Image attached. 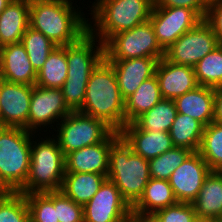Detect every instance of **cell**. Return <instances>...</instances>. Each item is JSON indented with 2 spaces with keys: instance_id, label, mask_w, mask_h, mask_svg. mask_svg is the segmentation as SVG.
<instances>
[{
  "instance_id": "6da1fadb",
  "label": "cell",
  "mask_w": 222,
  "mask_h": 222,
  "mask_svg": "<svg viewBox=\"0 0 222 222\" xmlns=\"http://www.w3.org/2000/svg\"><path fill=\"white\" fill-rule=\"evenodd\" d=\"M73 3L74 0H30L29 26L56 46L77 42L88 32L89 15L86 18L87 12Z\"/></svg>"
},
{
  "instance_id": "7a4b0ae2",
  "label": "cell",
  "mask_w": 222,
  "mask_h": 222,
  "mask_svg": "<svg viewBox=\"0 0 222 222\" xmlns=\"http://www.w3.org/2000/svg\"><path fill=\"white\" fill-rule=\"evenodd\" d=\"M79 112L104 121L116 132L125 126V100L121 96L114 68L105 57L90 74Z\"/></svg>"
},
{
  "instance_id": "3957f363",
  "label": "cell",
  "mask_w": 222,
  "mask_h": 222,
  "mask_svg": "<svg viewBox=\"0 0 222 222\" xmlns=\"http://www.w3.org/2000/svg\"><path fill=\"white\" fill-rule=\"evenodd\" d=\"M87 10L88 31L105 44L113 35L150 19L153 0H94ZM91 12V13H90ZM92 20V21H91Z\"/></svg>"
},
{
  "instance_id": "277c9868",
  "label": "cell",
  "mask_w": 222,
  "mask_h": 222,
  "mask_svg": "<svg viewBox=\"0 0 222 222\" xmlns=\"http://www.w3.org/2000/svg\"><path fill=\"white\" fill-rule=\"evenodd\" d=\"M49 134L41 133V136L40 133H35L32 136L29 174L20 191L24 195L60 191L62 188L65 155L57 139Z\"/></svg>"
},
{
  "instance_id": "5b68a950",
  "label": "cell",
  "mask_w": 222,
  "mask_h": 222,
  "mask_svg": "<svg viewBox=\"0 0 222 222\" xmlns=\"http://www.w3.org/2000/svg\"><path fill=\"white\" fill-rule=\"evenodd\" d=\"M103 58L104 44L89 31L77 42L66 45L68 76L61 90L71 111L81 109L90 74Z\"/></svg>"
},
{
  "instance_id": "8992f818",
  "label": "cell",
  "mask_w": 222,
  "mask_h": 222,
  "mask_svg": "<svg viewBox=\"0 0 222 222\" xmlns=\"http://www.w3.org/2000/svg\"><path fill=\"white\" fill-rule=\"evenodd\" d=\"M34 132L17 127L0 129V192H20L26 183Z\"/></svg>"
},
{
  "instance_id": "52a82bcc",
  "label": "cell",
  "mask_w": 222,
  "mask_h": 222,
  "mask_svg": "<svg viewBox=\"0 0 222 222\" xmlns=\"http://www.w3.org/2000/svg\"><path fill=\"white\" fill-rule=\"evenodd\" d=\"M107 179L116 185L122 197L132 207L151 179L149 161L135 154L120 136L111 145Z\"/></svg>"
},
{
  "instance_id": "ba28073f",
  "label": "cell",
  "mask_w": 222,
  "mask_h": 222,
  "mask_svg": "<svg viewBox=\"0 0 222 222\" xmlns=\"http://www.w3.org/2000/svg\"><path fill=\"white\" fill-rule=\"evenodd\" d=\"M113 131L102 120L79 111H71L56 125L55 130H52V135L66 156L83 147L104 141Z\"/></svg>"
},
{
  "instance_id": "9c48e42d",
  "label": "cell",
  "mask_w": 222,
  "mask_h": 222,
  "mask_svg": "<svg viewBox=\"0 0 222 222\" xmlns=\"http://www.w3.org/2000/svg\"><path fill=\"white\" fill-rule=\"evenodd\" d=\"M165 51L159 45L150 20L130 30L113 35L104 44V57L108 61L131 58L162 59Z\"/></svg>"
},
{
  "instance_id": "30bf717a",
  "label": "cell",
  "mask_w": 222,
  "mask_h": 222,
  "mask_svg": "<svg viewBox=\"0 0 222 222\" xmlns=\"http://www.w3.org/2000/svg\"><path fill=\"white\" fill-rule=\"evenodd\" d=\"M70 112L71 110L64 101L61 89L34 85L31 95L27 130L36 134H41V132L48 133L49 130V133L52 134V129L55 130V124L57 125Z\"/></svg>"
},
{
  "instance_id": "8fae6325",
  "label": "cell",
  "mask_w": 222,
  "mask_h": 222,
  "mask_svg": "<svg viewBox=\"0 0 222 222\" xmlns=\"http://www.w3.org/2000/svg\"><path fill=\"white\" fill-rule=\"evenodd\" d=\"M219 45L211 26L203 19L175 41L164 57L172 63L194 67Z\"/></svg>"
},
{
  "instance_id": "7c38bea8",
  "label": "cell",
  "mask_w": 222,
  "mask_h": 222,
  "mask_svg": "<svg viewBox=\"0 0 222 222\" xmlns=\"http://www.w3.org/2000/svg\"><path fill=\"white\" fill-rule=\"evenodd\" d=\"M84 222H132V207L116 185L106 179L83 206Z\"/></svg>"
},
{
  "instance_id": "4fadbf2b",
  "label": "cell",
  "mask_w": 222,
  "mask_h": 222,
  "mask_svg": "<svg viewBox=\"0 0 222 222\" xmlns=\"http://www.w3.org/2000/svg\"><path fill=\"white\" fill-rule=\"evenodd\" d=\"M149 20L159 45L166 51L203 19L194 10L185 7L153 6Z\"/></svg>"
},
{
  "instance_id": "5bb4252c",
  "label": "cell",
  "mask_w": 222,
  "mask_h": 222,
  "mask_svg": "<svg viewBox=\"0 0 222 222\" xmlns=\"http://www.w3.org/2000/svg\"><path fill=\"white\" fill-rule=\"evenodd\" d=\"M211 171L200 153L192 152L168 179L176 200L192 203Z\"/></svg>"
},
{
  "instance_id": "9a60e30c",
  "label": "cell",
  "mask_w": 222,
  "mask_h": 222,
  "mask_svg": "<svg viewBox=\"0 0 222 222\" xmlns=\"http://www.w3.org/2000/svg\"><path fill=\"white\" fill-rule=\"evenodd\" d=\"M33 86L0 80V115L5 127L27 130Z\"/></svg>"
},
{
  "instance_id": "2e32d148",
  "label": "cell",
  "mask_w": 222,
  "mask_h": 222,
  "mask_svg": "<svg viewBox=\"0 0 222 222\" xmlns=\"http://www.w3.org/2000/svg\"><path fill=\"white\" fill-rule=\"evenodd\" d=\"M120 137L113 131L104 141L68 153L65 156V172L98 173L107 177L111 145Z\"/></svg>"
},
{
  "instance_id": "e0dca14e",
  "label": "cell",
  "mask_w": 222,
  "mask_h": 222,
  "mask_svg": "<svg viewBox=\"0 0 222 222\" xmlns=\"http://www.w3.org/2000/svg\"><path fill=\"white\" fill-rule=\"evenodd\" d=\"M155 75L163 99L175 100L199 86L193 67L172 63L165 57L159 60Z\"/></svg>"
},
{
  "instance_id": "ac0fdd59",
  "label": "cell",
  "mask_w": 222,
  "mask_h": 222,
  "mask_svg": "<svg viewBox=\"0 0 222 222\" xmlns=\"http://www.w3.org/2000/svg\"><path fill=\"white\" fill-rule=\"evenodd\" d=\"M109 62L114 68L121 96L126 100L146 79L155 75L159 59L141 57Z\"/></svg>"
},
{
  "instance_id": "d6986e66",
  "label": "cell",
  "mask_w": 222,
  "mask_h": 222,
  "mask_svg": "<svg viewBox=\"0 0 222 222\" xmlns=\"http://www.w3.org/2000/svg\"><path fill=\"white\" fill-rule=\"evenodd\" d=\"M120 136L133 152L146 160H151L174 147L169 132L140 130L134 123H127Z\"/></svg>"
},
{
  "instance_id": "ffe728a7",
  "label": "cell",
  "mask_w": 222,
  "mask_h": 222,
  "mask_svg": "<svg viewBox=\"0 0 222 222\" xmlns=\"http://www.w3.org/2000/svg\"><path fill=\"white\" fill-rule=\"evenodd\" d=\"M1 79L11 83L34 86L37 72L34 70L24 46L8 44L0 52Z\"/></svg>"
},
{
  "instance_id": "44dd1931",
  "label": "cell",
  "mask_w": 222,
  "mask_h": 222,
  "mask_svg": "<svg viewBox=\"0 0 222 222\" xmlns=\"http://www.w3.org/2000/svg\"><path fill=\"white\" fill-rule=\"evenodd\" d=\"M174 102L178 113L194 118L204 126L214 121V88L199 85Z\"/></svg>"
},
{
  "instance_id": "7402d4cb",
  "label": "cell",
  "mask_w": 222,
  "mask_h": 222,
  "mask_svg": "<svg viewBox=\"0 0 222 222\" xmlns=\"http://www.w3.org/2000/svg\"><path fill=\"white\" fill-rule=\"evenodd\" d=\"M30 0H12L0 14V40L3 46L20 43L29 27Z\"/></svg>"
},
{
  "instance_id": "603a6c76",
  "label": "cell",
  "mask_w": 222,
  "mask_h": 222,
  "mask_svg": "<svg viewBox=\"0 0 222 222\" xmlns=\"http://www.w3.org/2000/svg\"><path fill=\"white\" fill-rule=\"evenodd\" d=\"M197 219H218L222 214V172L211 171L191 203Z\"/></svg>"
},
{
  "instance_id": "cb8c5ba5",
  "label": "cell",
  "mask_w": 222,
  "mask_h": 222,
  "mask_svg": "<svg viewBox=\"0 0 222 222\" xmlns=\"http://www.w3.org/2000/svg\"><path fill=\"white\" fill-rule=\"evenodd\" d=\"M177 202L172 187L167 180L151 178L142 196L132 206V215L154 214L156 211Z\"/></svg>"
},
{
  "instance_id": "d4e9b609",
  "label": "cell",
  "mask_w": 222,
  "mask_h": 222,
  "mask_svg": "<svg viewBox=\"0 0 222 222\" xmlns=\"http://www.w3.org/2000/svg\"><path fill=\"white\" fill-rule=\"evenodd\" d=\"M107 179L98 173L65 172L61 191L75 203L84 206Z\"/></svg>"
},
{
  "instance_id": "484cf974",
  "label": "cell",
  "mask_w": 222,
  "mask_h": 222,
  "mask_svg": "<svg viewBox=\"0 0 222 222\" xmlns=\"http://www.w3.org/2000/svg\"><path fill=\"white\" fill-rule=\"evenodd\" d=\"M163 99L156 75L146 79L139 88L125 100V125L133 123L140 115L153 108Z\"/></svg>"
},
{
  "instance_id": "4316f807",
  "label": "cell",
  "mask_w": 222,
  "mask_h": 222,
  "mask_svg": "<svg viewBox=\"0 0 222 222\" xmlns=\"http://www.w3.org/2000/svg\"><path fill=\"white\" fill-rule=\"evenodd\" d=\"M204 127L198 120L177 113L169 131L174 147L186 148L193 152H198Z\"/></svg>"
},
{
  "instance_id": "83f0119b",
  "label": "cell",
  "mask_w": 222,
  "mask_h": 222,
  "mask_svg": "<svg viewBox=\"0 0 222 222\" xmlns=\"http://www.w3.org/2000/svg\"><path fill=\"white\" fill-rule=\"evenodd\" d=\"M68 76L66 45L57 46L37 73L35 85L46 88L61 89Z\"/></svg>"
},
{
  "instance_id": "f1b7e54d",
  "label": "cell",
  "mask_w": 222,
  "mask_h": 222,
  "mask_svg": "<svg viewBox=\"0 0 222 222\" xmlns=\"http://www.w3.org/2000/svg\"><path fill=\"white\" fill-rule=\"evenodd\" d=\"M177 113L174 100L162 99L133 123L140 130L169 132Z\"/></svg>"
},
{
  "instance_id": "f546056e",
  "label": "cell",
  "mask_w": 222,
  "mask_h": 222,
  "mask_svg": "<svg viewBox=\"0 0 222 222\" xmlns=\"http://www.w3.org/2000/svg\"><path fill=\"white\" fill-rule=\"evenodd\" d=\"M198 152L212 171L222 172V123L213 121L204 127Z\"/></svg>"
},
{
  "instance_id": "4dcf8cb0",
  "label": "cell",
  "mask_w": 222,
  "mask_h": 222,
  "mask_svg": "<svg viewBox=\"0 0 222 222\" xmlns=\"http://www.w3.org/2000/svg\"><path fill=\"white\" fill-rule=\"evenodd\" d=\"M21 44L24 46L28 58L37 73L47 61L48 55L57 47L49 38L30 26L24 32Z\"/></svg>"
},
{
  "instance_id": "1f68e13d",
  "label": "cell",
  "mask_w": 222,
  "mask_h": 222,
  "mask_svg": "<svg viewBox=\"0 0 222 222\" xmlns=\"http://www.w3.org/2000/svg\"><path fill=\"white\" fill-rule=\"evenodd\" d=\"M198 85L217 88L222 86V45L203 57L194 67Z\"/></svg>"
},
{
  "instance_id": "d6a6232c",
  "label": "cell",
  "mask_w": 222,
  "mask_h": 222,
  "mask_svg": "<svg viewBox=\"0 0 222 222\" xmlns=\"http://www.w3.org/2000/svg\"><path fill=\"white\" fill-rule=\"evenodd\" d=\"M193 151L186 148L173 147L165 153L149 160L150 177L167 180L174 170L180 166Z\"/></svg>"
},
{
  "instance_id": "836d02e7",
  "label": "cell",
  "mask_w": 222,
  "mask_h": 222,
  "mask_svg": "<svg viewBox=\"0 0 222 222\" xmlns=\"http://www.w3.org/2000/svg\"><path fill=\"white\" fill-rule=\"evenodd\" d=\"M0 222H30V213L24 194L0 192Z\"/></svg>"
},
{
  "instance_id": "e575fe53",
  "label": "cell",
  "mask_w": 222,
  "mask_h": 222,
  "mask_svg": "<svg viewBox=\"0 0 222 222\" xmlns=\"http://www.w3.org/2000/svg\"><path fill=\"white\" fill-rule=\"evenodd\" d=\"M31 222H59L54 206V191L25 194Z\"/></svg>"
},
{
  "instance_id": "d590c367",
  "label": "cell",
  "mask_w": 222,
  "mask_h": 222,
  "mask_svg": "<svg viewBox=\"0 0 222 222\" xmlns=\"http://www.w3.org/2000/svg\"><path fill=\"white\" fill-rule=\"evenodd\" d=\"M54 206L59 222H84L83 206L68 198L61 190L54 191Z\"/></svg>"
},
{
  "instance_id": "8d00e7d4",
  "label": "cell",
  "mask_w": 222,
  "mask_h": 222,
  "mask_svg": "<svg viewBox=\"0 0 222 222\" xmlns=\"http://www.w3.org/2000/svg\"><path fill=\"white\" fill-rule=\"evenodd\" d=\"M162 222H195V210L191 203L177 202L154 213Z\"/></svg>"
},
{
  "instance_id": "74e56055",
  "label": "cell",
  "mask_w": 222,
  "mask_h": 222,
  "mask_svg": "<svg viewBox=\"0 0 222 222\" xmlns=\"http://www.w3.org/2000/svg\"><path fill=\"white\" fill-rule=\"evenodd\" d=\"M210 0H153L154 6L185 7L194 10L202 19L205 18Z\"/></svg>"
},
{
  "instance_id": "f35d334b",
  "label": "cell",
  "mask_w": 222,
  "mask_h": 222,
  "mask_svg": "<svg viewBox=\"0 0 222 222\" xmlns=\"http://www.w3.org/2000/svg\"><path fill=\"white\" fill-rule=\"evenodd\" d=\"M204 20L211 26L222 45V0H210Z\"/></svg>"
},
{
  "instance_id": "ab89813d",
  "label": "cell",
  "mask_w": 222,
  "mask_h": 222,
  "mask_svg": "<svg viewBox=\"0 0 222 222\" xmlns=\"http://www.w3.org/2000/svg\"><path fill=\"white\" fill-rule=\"evenodd\" d=\"M214 121L222 123V86L214 88Z\"/></svg>"
},
{
  "instance_id": "60d3db41",
  "label": "cell",
  "mask_w": 222,
  "mask_h": 222,
  "mask_svg": "<svg viewBox=\"0 0 222 222\" xmlns=\"http://www.w3.org/2000/svg\"><path fill=\"white\" fill-rule=\"evenodd\" d=\"M132 222H162L155 214L133 215Z\"/></svg>"
},
{
  "instance_id": "b9f144b4",
  "label": "cell",
  "mask_w": 222,
  "mask_h": 222,
  "mask_svg": "<svg viewBox=\"0 0 222 222\" xmlns=\"http://www.w3.org/2000/svg\"><path fill=\"white\" fill-rule=\"evenodd\" d=\"M12 0H0V14L4 11V9L10 4Z\"/></svg>"
},
{
  "instance_id": "7bdbcfd3",
  "label": "cell",
  "mask_w": 222,
  "mask_h": 222,
  "mask_svg": "<svg viewBox=\"0 0 222 222\" xmlns=\"http://www.w3.org/2000/svg\"><path fill=\"white\" fill-rule=\"evenodd\" d=\"M195 222H211V219H197Z\"/></svg>"
},
{
  "instance_id": "ee69618b",
  "label": "cell",
  "mask_w": 222,
  "mask_h": 222,
  "mask_svg": "<svg viewBox=\"0 0 222 222\" xmlns=\"http://www.w3.org/2000/svg\"><path fill=\"white\" fill-rule=\"evenodd\" d=\"M4 124L2 123V120H1V115H0V129L4 128Z\"/></svg>"
},
{
  "instance_id": "f6af8a7d",
  "label": "cell",
  "mask_w": 222,
  "mask_h": 222,
  "mask_svg": "<svg viewBox=\"0 0 222 222\" xmlns=\"http://www.w3.org/2000/svg\"><path fill=\"white\" fill-rule=\"evenodd\" d=\"M211 222H222V221L218 218V219H211Z\"/></svg>"
},
{
  "instance_id": "bcb514c9",
  "label": "cell",
  "mask_w": 222,
  "mask_h": 222,
  "mask_svg": "<svg viewBox=\"0 0 222 222\" xmlns=\"http://www.w3.org/2000/svg\"><path fill=\"white\" fill-rule=\"evenodd\" d=\"M3 47H4V46L2 45V42H1V40H0V52H1V50H2Z\"/></svg>"
}]
</instances>
